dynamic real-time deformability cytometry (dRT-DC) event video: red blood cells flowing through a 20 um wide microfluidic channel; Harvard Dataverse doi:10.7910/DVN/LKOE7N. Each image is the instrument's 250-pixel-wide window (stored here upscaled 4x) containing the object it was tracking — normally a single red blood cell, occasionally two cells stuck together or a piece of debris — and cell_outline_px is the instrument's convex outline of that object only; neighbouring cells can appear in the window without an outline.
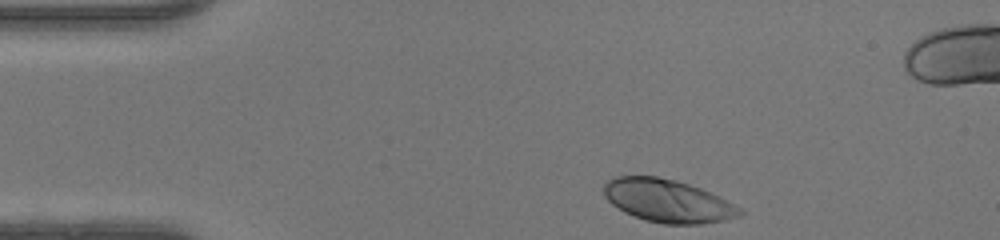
{"species": "human", "species_latin": "Homo sapiens", "temperature_condition": "warm", "stored_images_in_passage": 32, "camera_frame_rate_fps": 3000, "um_per_image_px": 0.085, "donor": {"sex": "female"}, "frame": {"image": 1, "passage_image": 1, "time_ms": 0.0, "image_size_px": [1000, 240], "cell_outline_px": [[744, 212], [740, 216], [724, 220], [700, 224], [664, 224], [644, 220], [624, 212], [612, 204], [604, 196], [604, 180], [616, 176], [656, 176], [676, 180], [700, 188], [720, 196], [740, 208]], "centroid_in_image_um": [56.73, 17.07], "position_along_channel_um": 28.3, "area_um2": 34.1}}
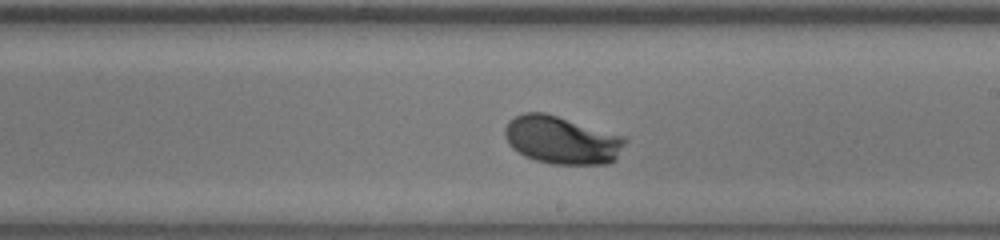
{"frame": {"image": 2, "passage_image": 20, "time_ms": 6.333, "image_size_px": [1000, 240], "cell_outline_px": [[628, 140], [616, 160], [608, 164], [552, 164], [536, 160], [524, 156], [512, 148], [508, 144], [504, 136], [504, 128], [508, 120], [524, 112], [544, 112], [624, 136]], "centroid_in_image_um": [47.74, 11.91], "position_along_channel_um": 241.3, "area_um2": 33.76}}
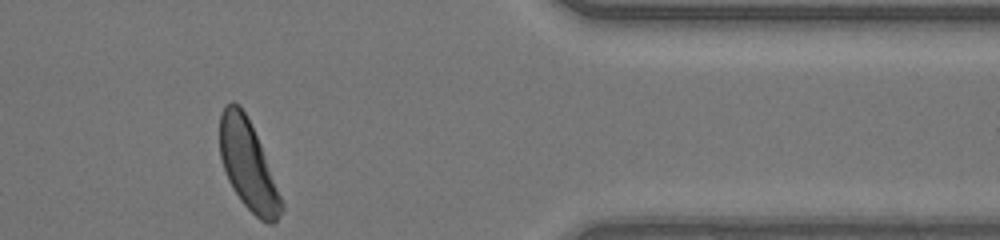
{"frame": {"image": 3, "passage_image": 32, "time_ms": 10.333, "image_size_px": [1000, 240], "cell_outline_px": [[284, 208], [276, 220], [272, 224], [268, 224], [260, 220], [240, 200], [232, 188], [228, 180], [220, 156], [220, 112], [224, 104], [232, 100], [240, 104], [260, 144], [284, 204]], "centroid_in_image_um": [21.06, 14.03], "position_along_channel_um": 390.3, "area_um2": 31.67}, "authors_computed_cell_mechanics": {"area_um2": 32.8593, "velocity_mm_per_s": 4.3392, "shape_relaxation_time_tau1_ms": 1.7839, "shape_relaxation_time_tau2_ms": null, "deformation_change_tau1": 0.1543, "deformation_change_tau2": null}}